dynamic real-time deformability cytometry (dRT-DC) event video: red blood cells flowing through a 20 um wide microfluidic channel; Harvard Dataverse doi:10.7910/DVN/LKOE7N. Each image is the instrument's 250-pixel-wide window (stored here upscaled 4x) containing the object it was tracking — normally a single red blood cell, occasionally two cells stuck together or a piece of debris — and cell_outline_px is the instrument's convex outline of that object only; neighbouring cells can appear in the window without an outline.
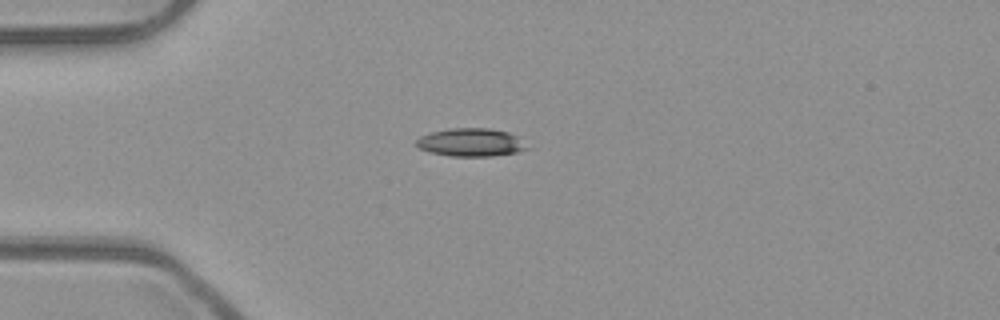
{"species": "common noctule bat (a hibernating species)", "species_latin": "Nyctalus noctula", "temperature_condition": "room temperature", "stored_images_in_passage": 39, "camera_frame_rate_fps": 3000, "um_per_image_px": 0.085, "animal": {"sex": "male", "body_mass_g": 23.1, "forearm_length_mm": 52.7}, "frame": {"image": 1, "passage_image": 1, "time_ms": 0.0, "image_size_px": [1000, 320], "cell_outline_px": [[532, 148], [516, 152], [492, 156], [448, 156], [428, 152], [420, 148], [416, 144], [416, 140], [420, 136], [432, 132], [448, 128], [488, 128], [508, 132], [516, 136]], "centroid_in_image_um": [40.03, 12.1], "position_along_channel_um": 45.0, "area_um2": 18.21}}
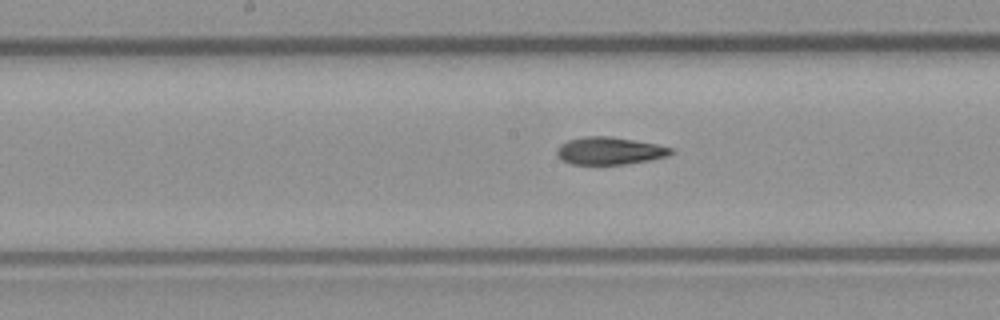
{"frame": {"image": 2, "passage_image": 14, "time_ms": 4.333, "image_size_px": [1000, 320], "cell_outline_px": [[676, 152], [668, 156], [652, 160], [624, 164], [568, 164], [560, 160], [556, 156], [556, 148], [560, 144], [568, 140], [584, 136], [608, 136], [656, 144], [672, 148]], "centroid_in_image_um": [51.78, 12.83], "position_along_channel_um": 196.4, "area_um2": 18.5}}
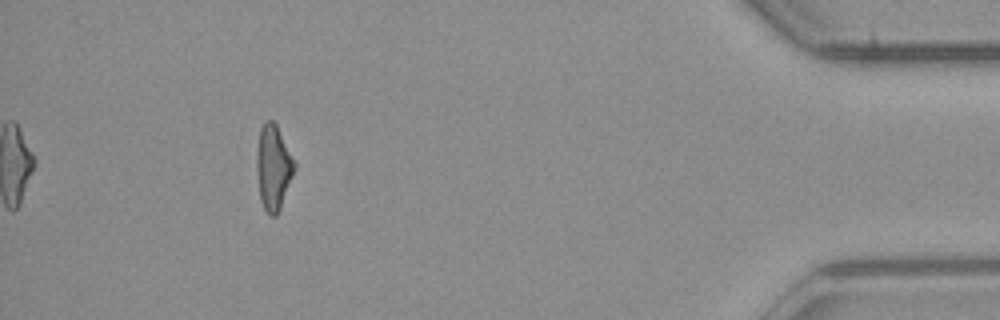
{"frame": {"image": 3, "passage_image": 35, "time_ms": 11.333, "image_size_px": [1000, 320], "cell_outline_px": [[296, 168], [280, 208], [276, 216], [272, 216], [264, 208], [260, 200], [256, 168], [256, 152], [260, 128], [268, 120], [272, 120], [276, 124], [296, 164]], "centroid_in_image_um": [23.22, 14.23], "position_along_channel_um": 412.0, "area_um2": 18.55}, "authors_computed_cell_mechanics": {"area_um2": 18.6116, "velocity_mm_per_s": 3.9706, "shape_relaxation_time_tau1_ms": null, "shape_relaxation_time_tau2_ms": 3.9705, "deformation_change_tau1": null, "deformation_change_tau2": 0.1298}}